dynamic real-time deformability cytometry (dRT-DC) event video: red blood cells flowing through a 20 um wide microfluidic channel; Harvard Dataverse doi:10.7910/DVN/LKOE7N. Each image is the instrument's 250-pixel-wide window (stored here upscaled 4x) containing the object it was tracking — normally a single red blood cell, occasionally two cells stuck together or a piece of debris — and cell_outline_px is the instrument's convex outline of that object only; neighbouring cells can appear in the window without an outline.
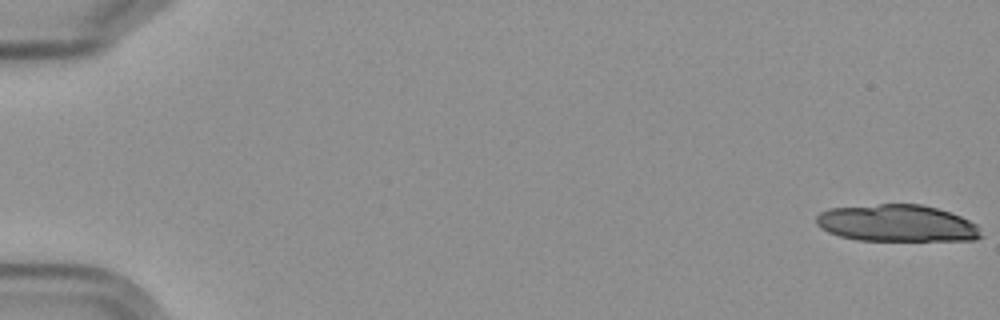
{"species": "Egyptian fruit bat (a non-hibernating species)", "species_latin": "Rousettus aegyptiacus", "temperature_condition": "cold", "stored_images_in_passage": 8, "camera_frame_rate_fps": 3000, "um_per_image_px": 0.085, "frame": {"image": 1, "passage_image": 1, "time_ms": 0.0, "image_size_px": [1000, 320], "cell_outline_px": [[984, 236], [976, 240], [856, 240], [840, 236], [828, 232], [820, 228], [816, 224], [816, 216], [820, 212], [828, 208], [880, 204], [920, 204], [936, 208], [960, 216], [976, 224]], "centroid_in_image_um": [76.22, 18.98], "position_along_channel_um": 8.8, "area_um2": 35.49}}